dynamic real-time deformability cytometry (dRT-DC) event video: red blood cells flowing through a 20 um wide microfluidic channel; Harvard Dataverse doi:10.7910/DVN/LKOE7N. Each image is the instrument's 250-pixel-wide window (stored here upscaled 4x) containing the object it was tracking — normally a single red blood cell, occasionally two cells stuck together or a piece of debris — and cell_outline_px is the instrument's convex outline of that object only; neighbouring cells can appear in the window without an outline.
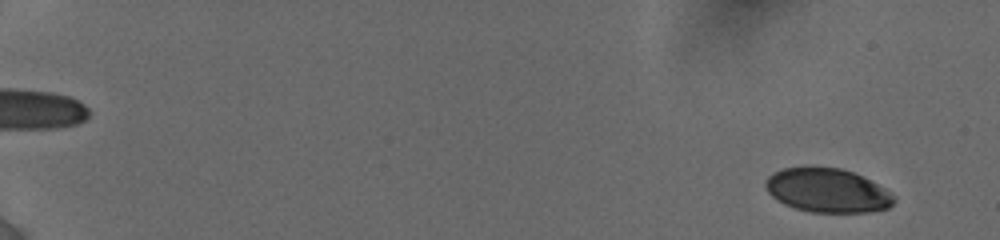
{"species": "human", "species_latin": "Homo sapiens", "temperature_condition": "cold", "stored_images_in_passage": 64, "camera_frame_rate_fps": 3000, "um_per_image_px": 0.085, "donor": {"sex": "female"}, "frame": {"image": 1, "passage_image": 4, "time_ms": 1.0, "image_size_px": [1000, 240], "cell_outline_px": [[896, 200], [888, 208], [868, 212], [812, 212], [796, 208], [784, 204], [776, 200], [768, 192], [764, 184], [764, 180], [768, 176], [784, 168], [804, 164], [840, 168], [852, 172], [892, 192], [896, 196]], "centroid_in_image_um": [70.29, 16.16], "position_along_channel_um": 14.7, "area_um2": 33.35}}
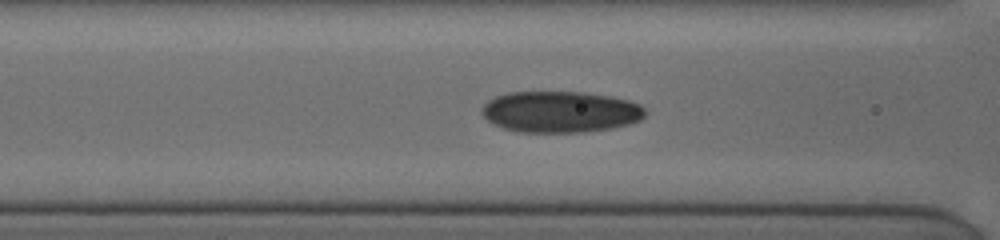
{"frame": {"image": 2, "passage_image": 43, "time_ms": 8.667, "image_size_px": [1000, 240], "cell_outline_px": [[644, 116], [640, 120], [628, 124], [612, 128], [584, 132], [516, 132], [504, 128], [488, 120], [480, 112], [484, 104], [488, 100], [496, 96], [508, 92], [580, 92], [608, 96], [628, 100], [640, 104], [644, 108]], "centroid_in_image_um": [47.61, 9.51], "position_along_channel_um": 119.0, "area_um2": 39.19}}
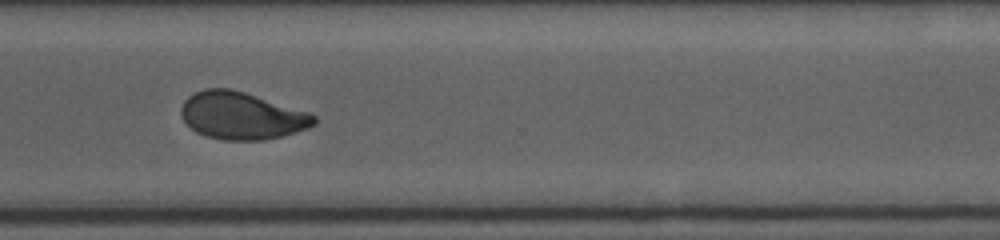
{"frame": {"image": 3, "passage_image": 63, "time_ms": 14.667, "image_size_px": [1000, 240], "cell_outline_px": [[316, 124], [308, 128], [280, 136], [264, 140], [224, 140], [204, 136], [196, 132], [184, 120], [180, 112], [180, 108], [184, 100], [188, 96], [204, 88], [232, 88], [308, 112], [316, 116]], "centroid_in_image_um": [20.52, 9.83], "position_along_channel_um": 350.1, "area_um2": 36.59}}